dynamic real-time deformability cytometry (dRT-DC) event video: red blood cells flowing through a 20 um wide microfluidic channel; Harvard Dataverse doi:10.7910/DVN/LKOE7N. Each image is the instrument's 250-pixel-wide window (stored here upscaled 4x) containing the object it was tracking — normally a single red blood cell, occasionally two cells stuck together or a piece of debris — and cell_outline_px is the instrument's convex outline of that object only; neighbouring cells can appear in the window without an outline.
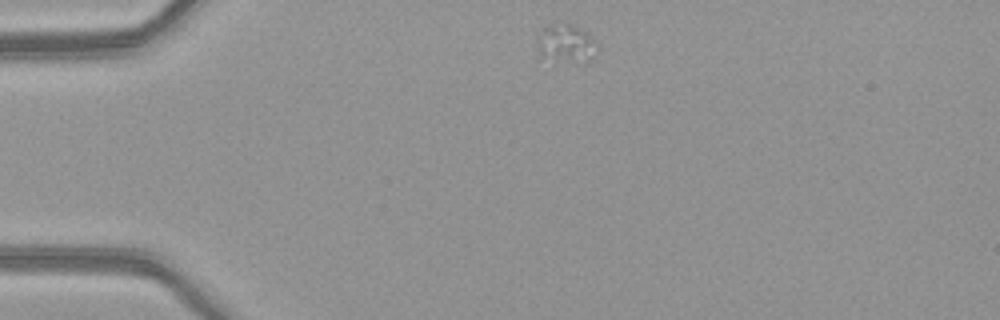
{"species": "common noctule bat (a hibernating species)", "species_latin": "Nyctalus noctula", "temperature_condition": "warm", "stored_images_in_passage": 2, "camera_frame_rate_fps": 3000, "um_per_image_px": 0.085, "animal": {"sex": "female", "body_mass_g": 21.9}, "frame": {"image": 1, "passage_image": 1, "time_ms": 0.0, "image_size_px": [1000, 320], "cell_outline_px": [[596, 56], [588, 64], [580, 64], [540, 56], [536, 40], [536, 36], [544, 28], [556, 20], [580, 28], [596, 44]], "centroid_in_image_um": [48.1, 3.71], "position_along_channel_um": 36.9, "area_um2": 13.64}}